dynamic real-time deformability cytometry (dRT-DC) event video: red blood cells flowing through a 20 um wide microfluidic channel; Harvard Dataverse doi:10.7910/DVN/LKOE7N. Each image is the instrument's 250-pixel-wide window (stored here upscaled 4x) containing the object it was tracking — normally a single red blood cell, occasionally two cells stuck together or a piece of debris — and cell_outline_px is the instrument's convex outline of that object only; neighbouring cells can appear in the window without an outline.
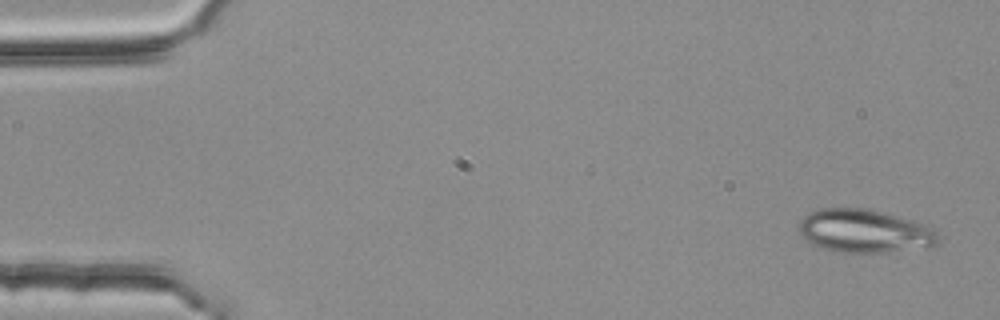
{"species": "common noctule bat (a hibernating species)", "species_latin": "Nyctalus noctula", "temperature_condition": "room temperature", "stored_images_in_passage": 5, "camera_frame_rate_fps": 3000, "um_per_image_px": 0.085, "animal": {"sex": "female", "body_mass_g": 25.1}, "frame": {"image": 1, "passage_image": 1, "time_ms": 0.0, "image_size_px": [1000, 320], "cell_outline_px": [[940, 236], [936, 244], [928, 248], [884, 252], [840, 252], [824, 248], [808, 240], [800, 232], [800, 220], [808, 212], [820, 208], [868, 208], [884, 212], [912, 220], [924, 224], [932, 228]], "centroid_in_image_um": [73.53, 19.63], "position_along_channel_um": 11.5, "area_um2": 34.97}}